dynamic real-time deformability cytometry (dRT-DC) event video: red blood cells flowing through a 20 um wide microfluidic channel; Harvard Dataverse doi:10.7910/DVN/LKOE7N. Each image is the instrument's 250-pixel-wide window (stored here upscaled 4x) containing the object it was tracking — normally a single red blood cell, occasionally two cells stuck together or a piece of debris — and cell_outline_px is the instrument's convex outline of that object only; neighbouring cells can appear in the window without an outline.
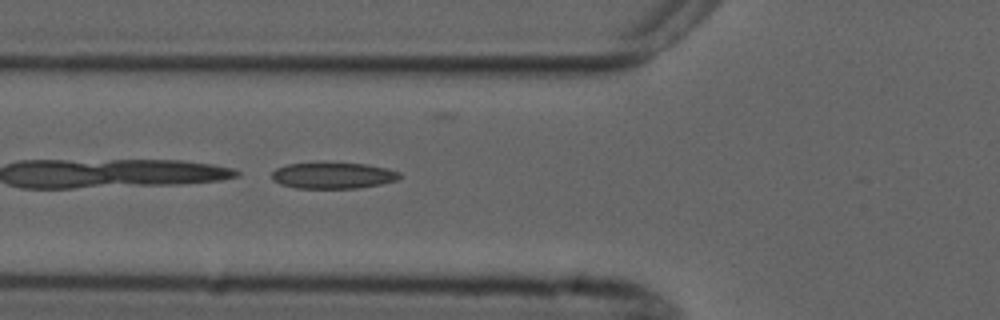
{"species": "common noctule bat (a hibernating species)", "species_latin": "Nyctalus noctula", "temperature_condition": "cold", "stored_images_in_passage": 2, "camera_frame_rate_fps": 3000, "um_per_image_px": 0.085, "animal": {"sex": "male", "forearm_length_mm": 52.5}, "frame": {"image": 1, "passage_image": 2, "time_ms": 1.333, "image_size_px": [1000, 320], "cell_outline_px": [[400, 176], [396, 180], [380, 184], [356, 188], [296, 188], [280, 184], [272, 180], [272, 172], [276, 168], [288, 164], [324, 160], [368, 164], [400, 172]], "centroid_in_image_um": [28.25, 14.87], "position_along_channel_um": 97.6, "area_um2": 20.17}}